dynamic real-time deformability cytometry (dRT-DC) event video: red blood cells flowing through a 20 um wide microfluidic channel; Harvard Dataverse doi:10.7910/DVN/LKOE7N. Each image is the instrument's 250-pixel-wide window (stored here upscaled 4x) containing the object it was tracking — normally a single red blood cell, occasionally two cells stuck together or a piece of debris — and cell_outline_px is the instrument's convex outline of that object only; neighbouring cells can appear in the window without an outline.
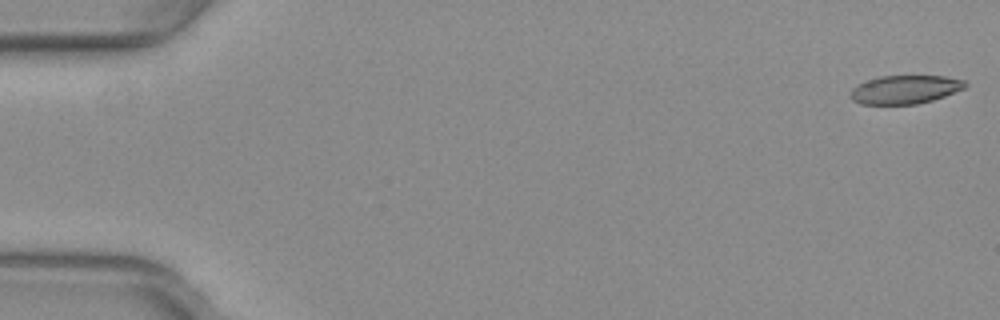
{"species": "common noctule bat (a hibernating species)", "species_latin": "Nyctalus noctula", "temperature_condition": "warm", "stored_images_in_passage": 9, "camera_frame_rate_fps": 3000, "um_per_image_px": 0.085, "animal": {"sex": "female", "body_mass_g": 29.2, "forearm_length_mm": 56.3}, "frame": {"image": 1, "passage_image": 1, "time_ms": 0.0, "image_size_px": [1000, 320], "cell_outline_px": [[968, 84], [964, 88], [944, 96], [932, 100], [916, 104], [860, 104], [852, 100], [848, 96], [852, 88], [856, 84], [880, 76], [944, 76], [964, 80]], "centroid_in_image_um": [76.88, 7.61], "position_along_channel_um": 8.1, "area_um2": 19.07}}